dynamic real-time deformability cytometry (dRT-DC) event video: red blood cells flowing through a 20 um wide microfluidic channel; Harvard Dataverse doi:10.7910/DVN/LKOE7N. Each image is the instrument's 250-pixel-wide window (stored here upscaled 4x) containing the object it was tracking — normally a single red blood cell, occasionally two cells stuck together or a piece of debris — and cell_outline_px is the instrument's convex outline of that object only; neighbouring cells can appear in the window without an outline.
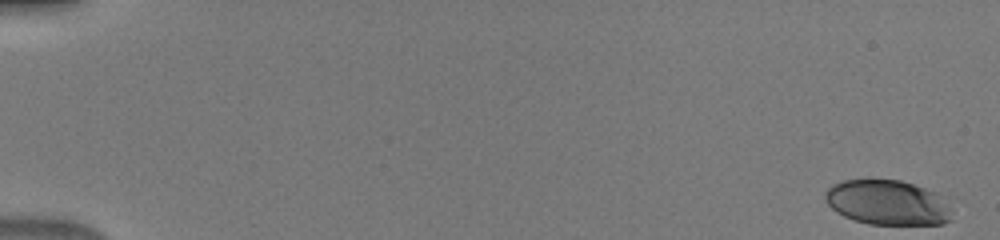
{"species": "human", "species_latin": "Homo sapiens", "temperature_condition": "warm", "stored_images_in_passage": 48, "camera_frame_rate_fps": 3000, "um_per_image_px": 0.085, "donor": {"sex": "male"}, "frame": {"image": 1, "passage_image": 1, "time_ms": 0.0, "image_size_px": [1000, 240], "cell_outline_px": [[952, 220], [944, 224], [868, 224], [844, 216], [836, 212], [828, 204], [824, 196], [824, 192], [832, 184], [844, 180], [900, 180], [936, 192], [952, 208]], "centroid_in_image_um": [75.45, 17.22], "position_along_channel_um": 9.5, "area_um2": 33.18}}
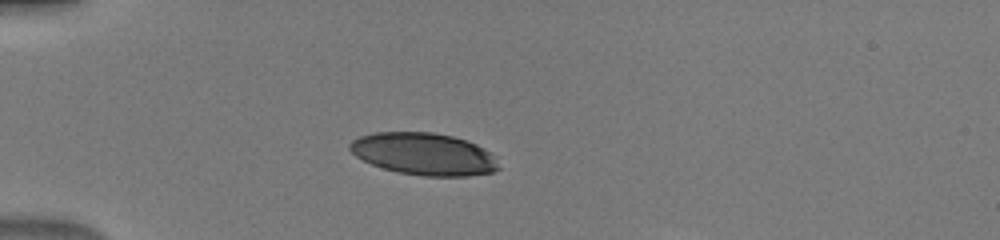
{"frame": {"image": 2, "passage_image": 15, "time_ms": 4.667, "image_size_px": [1000, 240], "cell_outline_px": [[500, 168], [492, 172], [468, 176], [424, 176], [400, 172], [384, 168], [372, 164], [356, 156], [348, 148], [348, 144], [352, 140], [360, 136], [376, 132], [432, 132], [452, 136], [476, 144], [484, 148], [496, 156]], "centroid_in_image_um": [36.05, 13.08], "position_along_channel_um": 48.9, "area_um2": 36.53}}
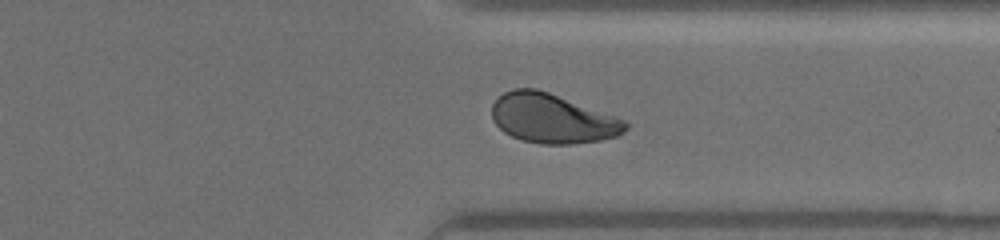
{"frame": {"image": 3, "passage_image": 40, "time_ms": 13.0, "image_size_px": [1000, 240], "cell_outline_px": [[628, 128], [620, 136], [600, 140], [572, 144], [540, 144], [524, 140], [512, 136], [504, 132], [492, 120], [492, 104], [504, 92], [512, 88], [536, 88], [548, 92], [628, 120]], "centroid_in_image_um": [46.98, 10.07], "position_along_channel_um": 364.4, "area_um2": 38.61}}